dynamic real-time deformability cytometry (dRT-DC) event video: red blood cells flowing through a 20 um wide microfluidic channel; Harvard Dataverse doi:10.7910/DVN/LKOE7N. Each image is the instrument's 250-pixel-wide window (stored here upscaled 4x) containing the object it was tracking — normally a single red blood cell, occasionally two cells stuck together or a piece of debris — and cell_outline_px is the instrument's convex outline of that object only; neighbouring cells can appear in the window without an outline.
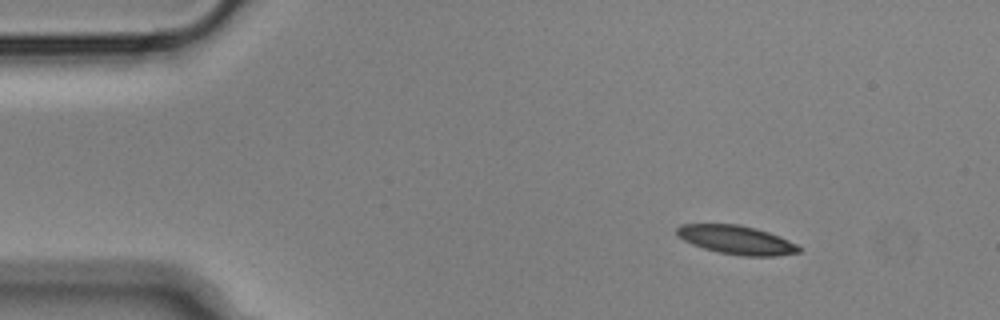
{"species": "Egyptian fruit bat (a non-hibernating species)", "species_latin": "Rousettus aegyptiacus", "temperature_condition": "cold", "stored_images_in_passage": 49, "camera_frame_rate_fps": 3000, "um_per_image_px": 0.085, "animal": {"sex": "male"}, "frame": {"image": 1, "passage_image": 1, "time_ms": 0.0, "image_size_px": [1000, 320], "cell_outline_px": [[800, 252], [776, 256], [740, 256], [720, 252], [704, 248], [692, 244], [676, 236], [676, 228], [680, 224], [736, 224], [756, 228], [780, 236], [796, 244], [800, 248]], "centroid_in_image_um": [62.58, 20.39], "position_along_channel_um": 22.4, "area_um2": 20.4}}
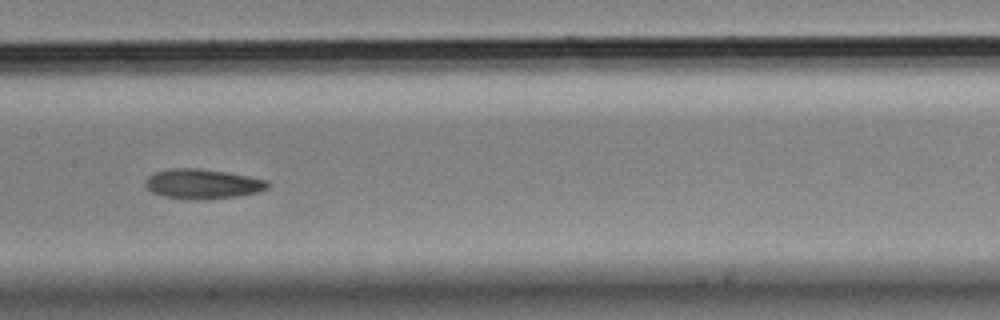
{"frame": {"image": 2, "passage_image": 21, "time_ms": 6.667, "image_size_px": [1000, 320], "cell_outline_px": [[268, 188], [260, 192], [236, 196], [196, 200], [164, 196], [152, 192], [144, 184], [144, 180], [152, 172], [172, 168], [196, 168], [224, 172], [248, 176], [268, 180]], "centroid_in_image_um": [17.19, 15.63], "position_along_channel_um": 190.2, "area_um2": 21.15}}
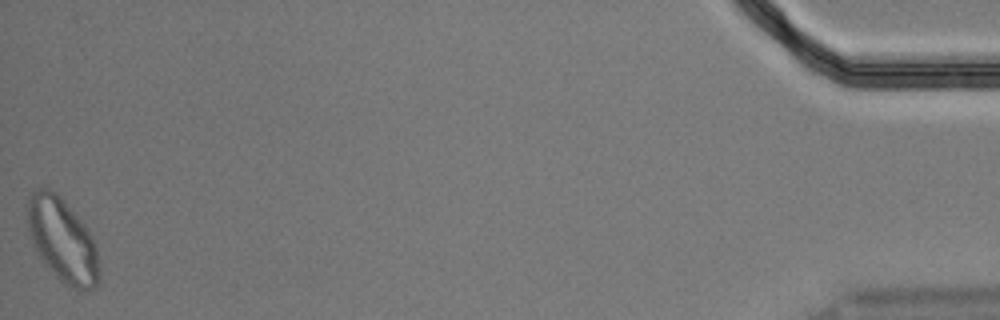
{"frame": {"image": 3, "passage_image": 49, "time_ms": 16.0, "image_size_px": [1000, 320], "cell_outline_px": [[100, 276], [96, 284], [92, 288], [76, 288], [64, 284], [44, 264], [32, 240], [28, 228], [28, 200], [32, 192], [40, 188], [48, 188], [56, 192], [60, 196], [84, 224], [92, 236], [96, 248]], "centroid_in_image_um": [5.31, 20.39], "position_along_channel_um": 429.9, "area_um2": 34.28}, "authors_computed_cell_mechanics": {"area_um2": 21.5016, "velocity_mm_per_s": 3.6096, "shape_relaxation_time_tau1_ms": 8.0184, "shape_relaxation_time_tau2_ms": 5.8284, "deformation_change_tau1": 0.1418, "deformation_change_tau2": 0.1167}}